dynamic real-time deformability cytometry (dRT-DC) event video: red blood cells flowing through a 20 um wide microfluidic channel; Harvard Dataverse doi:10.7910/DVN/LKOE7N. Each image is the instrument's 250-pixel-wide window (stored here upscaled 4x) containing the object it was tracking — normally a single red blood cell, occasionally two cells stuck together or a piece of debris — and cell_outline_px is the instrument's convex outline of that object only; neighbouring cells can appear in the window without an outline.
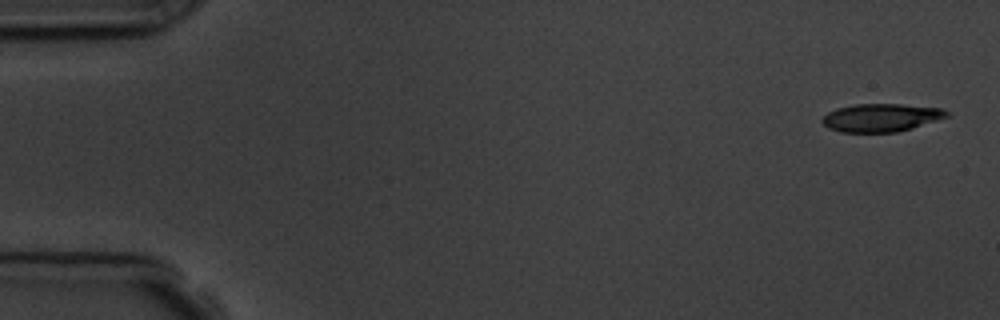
{"species": "common noctule bat (a hibernating species)", "species_latin": "Nyctalus noctula", "temperature_condition": "room temperature", "stored_images_in_passage": 4, "camera_frame_rate_fps": 3000, "um_per_image_px": 0.085, "animal": {"sex": "male", "body_mass_g": 19.5, "forearm_length_mm": 54.6}, "frame": {"image": 1, "passage_image": 1, "time_ms": 0.0, "image_size_px": [1000, 320], "cell_outline_px": [[952, 116], [912, 128], [896, 132], [840, 132], [828, 128], [820, 120], [828, 112], [836, 108], [856, 104], [900, 104], [940, 108], [948, 112]], "centroid_in_image_um": [74.9, 10.0], "position_along_channel_um": 10.1, "area_um2": 20.4}}
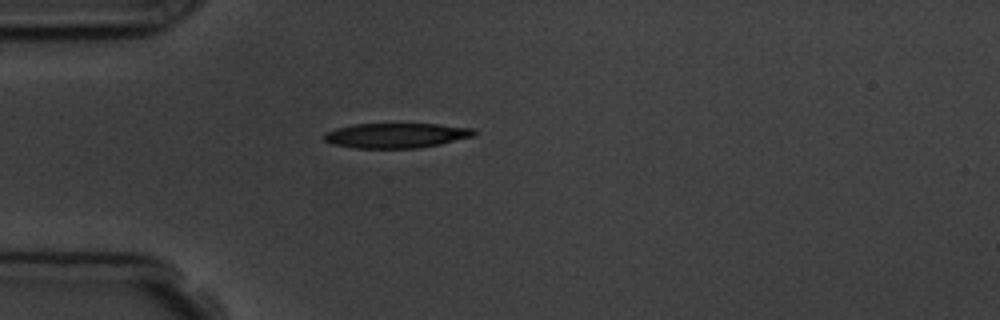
{"frame": {"image": 2, "passage_image": 4, "time_ms": 4.333, "image_size_px": [1000, 320], "cell_outline_px": [[476, 132], [472, 136], [440, 144], [420, 148], [356, 148], [332, 144], [324, 140], [324, 132], [336, 128], [352, 124], [440, 124], [476, 128]], "centroid_in_image_um": [33.67, 11.51], "position_along_channel_um": 51.3, "area_um2": 21.85}}